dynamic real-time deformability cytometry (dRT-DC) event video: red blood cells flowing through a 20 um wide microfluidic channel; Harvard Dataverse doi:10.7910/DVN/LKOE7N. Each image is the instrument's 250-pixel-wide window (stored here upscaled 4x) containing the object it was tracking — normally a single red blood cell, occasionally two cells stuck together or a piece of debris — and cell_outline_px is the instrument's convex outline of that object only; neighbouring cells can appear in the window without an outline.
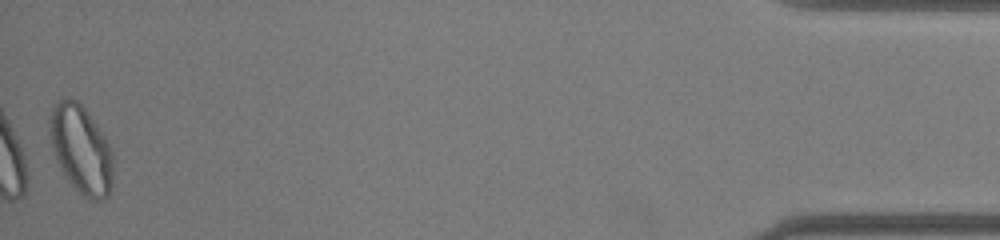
{"species": "common noctule bat (a hibernating species)", "species_latin": "Nyctalus noctula", "temperature_condition": "room temperature", "stored_images_in_passage": 44, "camera_frame_rate_fps": 3000, "um_per_image_px": 0.085, "animal": {"sex": "female", "body_mass_g": 22.0, "forearm_length_mm": 56.7}, "frame": {"image": 1, "passage_image": 44, "time_ms": 14.333, "image_size_px": [1000, 240], "cell_outline_px": [[112, 192], [104, 200], [92, 200], [80, 196], [64, 176], [56, 160], [52, 148], [48, 132], [48, 116], [52, 108], [60, 100], [76, 100], [84, 108], [104, 136], [112, 152]], "centroid_in_image_um": [6.87, 12.77], "position_along_channel_um": 428.3, "area_um2": 32.77}, "authors_computed_cell_mechanics": {"area_um2": 22.3397, "velocity_mm_per_s": 4.1042, "shape_relaxation_time_tau1_ms": 6.1387, "shape_relaxation_time_tau2_ms": 0.7439, "deformation_change_tau1": 0.1632, "deformation_change_tau2": 0.0448}}